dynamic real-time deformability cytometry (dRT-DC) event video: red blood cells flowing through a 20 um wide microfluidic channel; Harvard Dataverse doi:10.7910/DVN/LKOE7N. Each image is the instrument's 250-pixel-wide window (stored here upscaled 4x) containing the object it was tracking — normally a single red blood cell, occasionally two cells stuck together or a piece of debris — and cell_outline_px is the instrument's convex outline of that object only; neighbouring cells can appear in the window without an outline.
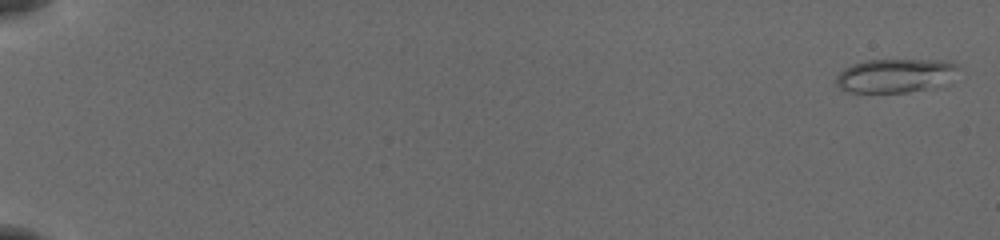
{"species": "common noctule bat (a hibernating species)", "species_latin": "Nyctalus noctula", "temperature_condition": "cold", "stored_images_in_passage": 55, "camera_frame_rate_fps": 3000, "um_per_image_px": 0.085, "animal": {"sex": "female", "body_mass_g": 19.5, "forearm_length_mm": 54.1}, "frame": {"image": 1, "passage_image": 2, "time_ms": 0.333, "image_size_px": [1000, 240], "cell_outline_px": [[956, 68], [952, 84], [944, 88], [908, 92], [848, 92], [840, 88], [836, 84], [836, 76], [844, 68], [852, 64], [864, 60], [944, 60], [956, 64]], "centroid_in_image_um": [76.18, 6.45], "position_along_channel_um": 8.8, "area_um2": 24.74}}
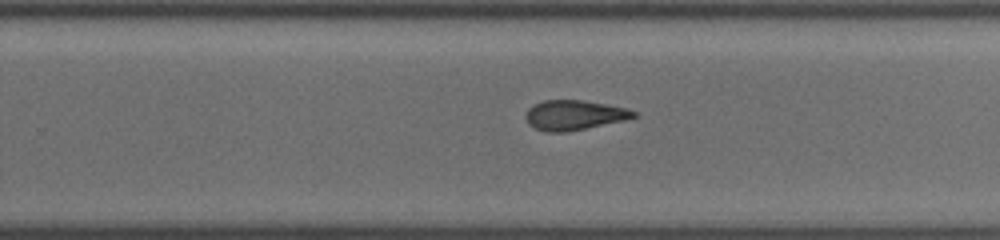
{"frame": {"image": 2, "passage_image": 38, "time_ms": 12.333, "image_size_px": [1000, 240], "cell_outline_px": [[640, 116], [624, 120], [564, 132], [548, 132], [536, 128], [528, 124], [524, 116], [528, 108], [532, 104], [544, 100], [584, 100], [628, 108], [636, 112]], "centroid_in_image_um": [48.79, 9.76], "position_along_channel_um": 281.0, "area_um2": 18.79}}
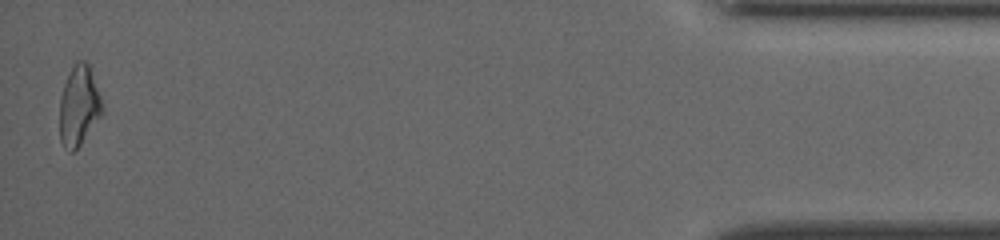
{"frame": {"image": 3, "passage_image": 55, "time_ms": 18.0, "image_size_px": [1000, 240], "cell_outline_px": [[104, 112], [80, 144], [72, 152], [68, 152], [64, 148], [60, 140], [60, 96], [64, 84], [72, 64], [76, 60], [84, 60], [88, 64], [100, 96], [104, 108]], "centroid_in_image_um": [6.69, 8.99], "position_along_channel_um": 428.5, "area_um2": 19.83}, "authors_computed_cell_mechanics": {"area_um2": 19.652, "velocity_mm_per_s": 3.8978, "shape_relaxation_time_tau1_ms": 8.6955, "shape_relaxation_time_tau2_ms": 2.8185, "deformation_change_tau1": 0.2202, "deformation_change_tau2": 0.1122}}